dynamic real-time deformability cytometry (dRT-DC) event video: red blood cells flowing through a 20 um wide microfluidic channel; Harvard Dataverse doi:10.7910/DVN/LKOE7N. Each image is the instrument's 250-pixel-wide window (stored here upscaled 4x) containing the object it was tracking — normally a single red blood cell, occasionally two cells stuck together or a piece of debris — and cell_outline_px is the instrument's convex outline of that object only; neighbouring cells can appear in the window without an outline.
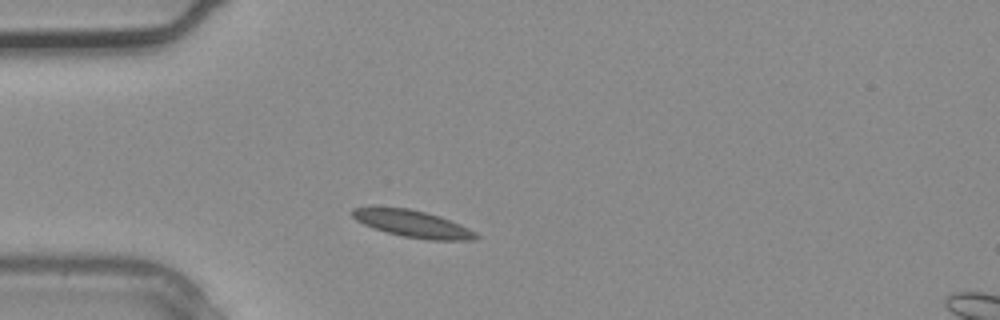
{"species": "common noctule bat (a hibernating species)", "species_latin": "Nyctalus noctula", "temperature_condition": "warm", "stored_images_in_passage": 2, "camera_frame_rate_fps": 3000, "um_per_image_px": 0.085, "animal": {"sex": "male", "body_mass_g": 20.4}, "frame": {"image": 1, "passage_image": 1, "time_ms": 0.0, "image_size_px": [1000, 320], "cell_outline_px": [[480, 236], [472, 240], [428, 240], [404, 236], [388, 232], [364, 224], [356, 220], [348, 212], [352, 208], [408, 208], [440, 216], [460, 224], [476, 232]], "centroid_in_image_um": [35.11, 19.03], "position_along_channel_um": 49.9, "area_um2": 19.07}}